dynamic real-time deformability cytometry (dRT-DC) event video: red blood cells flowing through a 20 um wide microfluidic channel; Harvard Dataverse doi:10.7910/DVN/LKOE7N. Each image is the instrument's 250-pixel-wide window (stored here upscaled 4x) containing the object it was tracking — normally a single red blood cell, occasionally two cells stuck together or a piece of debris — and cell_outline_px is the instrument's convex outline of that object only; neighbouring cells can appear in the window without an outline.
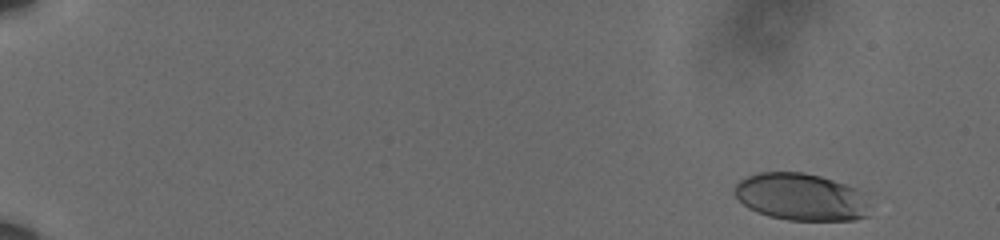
{"species": "human", "species_latin": "Homo sapiens", "temperature_condition": "cold", "stored_images_in_passage": 11, "camera_frame_rate_fps": 3000, "um_per_image_px": 0.085, "donor": {"sex": "male"}, "frame": {"image": 1, "passage_image": 1, "time_ms": 0.0, "image_size_px": [1000, 240], "cell_outline_px": [[868, 216], [856, 220], [788, 220], [768, 216], [756, 212], [748, 208], [732, 192], [736, 184], [740, 180], [748, 176], [760, 172], [804, 172], [820, 176], [856, 188], [860, 192], [868, 204]], "centroid_in_image_um": [68.05, 16.75], "position_along_channel_um": 16.9, "area_um2": 37.17}}
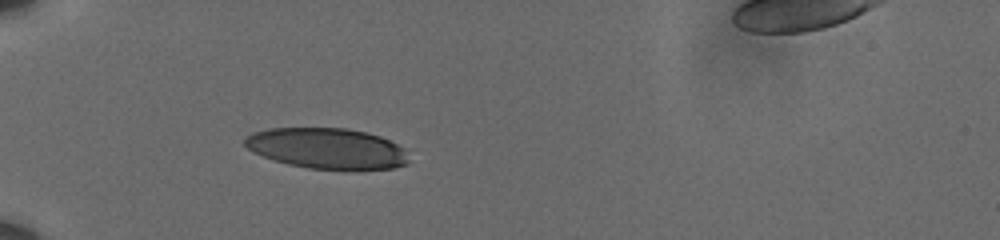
{"frame": {"image": 2, "passage_image": 7, "time_ms": 2.0, "image_size_px": [1000, 240], "cell_outline_px": [[408, 164], [392, 168], [308, 168], [288, 164], [264, 156], [248, 148], [244, 144], [244, 140], [252, 132], [268, 128], [344, 128], [364, 132], [380, 136], [404, 148], [408, 160]], "centroid_in_image_um": [27.78, 12.59], "position_along_channel_um": 57.2, "area_um2": 38.15}}
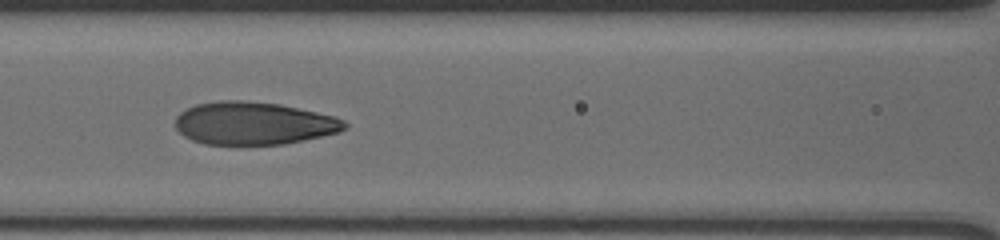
{"frame": {"image": 3, "passage_image": 10, "time_ms": 3.0, "image_size_px": [1000, 240], "cell_outline_px": [[348, 128], [340, 132], [304, 140], [284, 144], [240, 148], [204, 144], [192, 140], [184, 136], [176, 128], [176, 116], [180, 112], [196, 104], [220, 100], [244, 100], [280, 104], [336, 116], [344, 120], [348, 124]], "centroid_in_image_um": [21.57, 10.52], "position_along_channel_um": 145.0, "area_um2": 43.52}}